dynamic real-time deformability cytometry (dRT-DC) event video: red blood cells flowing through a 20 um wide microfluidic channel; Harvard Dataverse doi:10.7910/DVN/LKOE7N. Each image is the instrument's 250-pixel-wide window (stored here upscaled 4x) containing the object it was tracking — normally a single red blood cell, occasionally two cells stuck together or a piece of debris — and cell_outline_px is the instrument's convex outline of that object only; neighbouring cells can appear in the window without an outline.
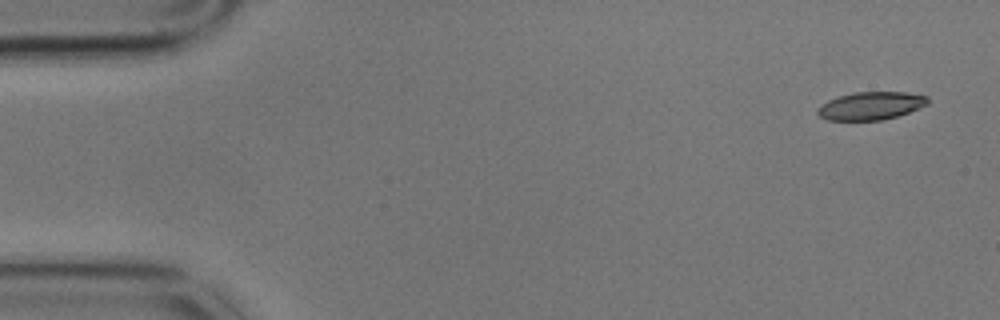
{"species": "common noctule bat (a hibernating species)", "species_latin": "Nyctalus noctula", "temperature_condition": "cold", "stored_images_in_passage": 5, "camera_frame_rate_fps": 3000, "um_per_image_px": 0.085, "animal": {"sex": "male", "body_mass_g": 17.9}, "frame": {"image": 1, "passage_image": 1, "time_ms": 0.0, "image_size_px": [1000, 320], "cell_outline_px": [[928, 104], [908, 112], [896, 116], [880, 120], [828, 120], [820, 116], [816, 112], [816, 108], [820, 104], [828, 100], [852, 92], [908, 92], [928, 96]], "centroid_in_image_um": [73.99, 8.98], "position_along_channel_um": 11.0, "area_um2": 17.92}}
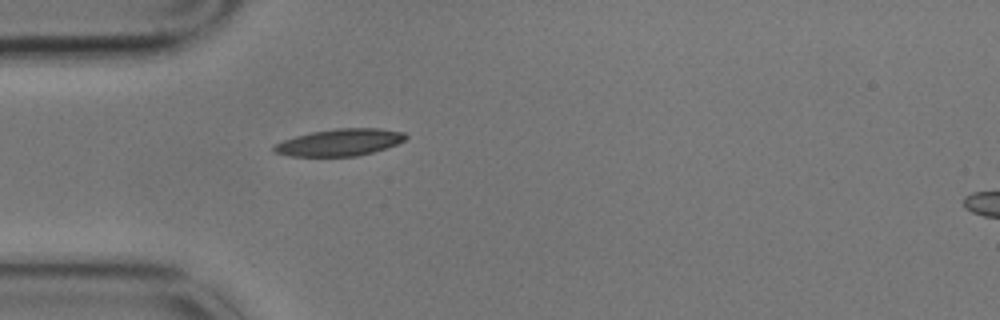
{"frame": {"image": 2, "passage_image": 5, "time_ms": 1.333, "image_size_px": [1000, 320], "cell_outline_px": [[408, 136], [404, 140], [396, 144], [372, 152], [356, 156], [288, 156], [272, 152], [272, 148], [276, 144], [284, 140], [296, 136], [312, 132], [336, 128], [380, 128], [404, 132]], "centroid_in_image_um": [28.86, 12.1], "position_along_channel_um": 56.1, "area_um2": 20.58}}